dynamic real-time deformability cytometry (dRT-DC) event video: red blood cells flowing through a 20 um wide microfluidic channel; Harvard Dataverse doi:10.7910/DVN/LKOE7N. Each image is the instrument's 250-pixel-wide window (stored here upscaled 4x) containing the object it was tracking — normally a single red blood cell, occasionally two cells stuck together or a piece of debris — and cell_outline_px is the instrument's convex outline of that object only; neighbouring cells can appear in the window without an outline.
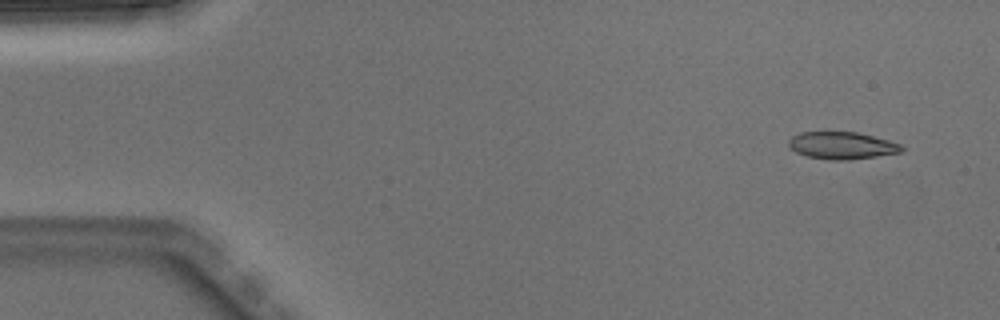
{"species": "Egyptian fruit bat (a non-hibernating species)", "species_latin": "Rousettus aegyptiacus", "temperature_condition": "warm", "stored_images_in_passage": 3, "camera_frame_rate_fps": 3000, "um_per_image_px": 0.085, "animal": {"sex": "male"}, "frame": {"image": 1, "passage_image": 1, "time_ms": 0.0, "image_size_px": [1000, 320], "cell_outline_px": [[904, 148], [900, 152], [876, 156], [848, 160], [828, 160], [808, 156], [796, 152], [788, 144], [788, 140], [792, 136], [800, 132], [856, 132], [888, 140], [900, 144]], "centroid_in_image_um": [71.54, 12.37], "position_along_channel_um": 13.5, "area_um2": 17.74}}
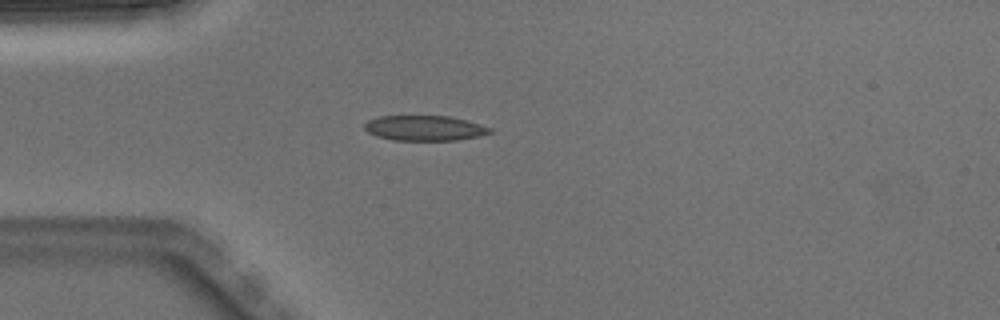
{"frame": {"image": 2, "passage_image": 3, "time_ms": 0.667, "image_size_px": [1000, 320], "cell_outline_px": [[492, 132], [480, 136], [456, 140], [392, 140], [376, 136], [368, 132], [364, 128], [364, 124], [368, 120], [376, 116], [448, 116], [468, 120], [492, 128]], "centroid_in_image_um": [36.08, 10.88], "position_along_channel_um": 48.9, "area_um2": 18.5}}